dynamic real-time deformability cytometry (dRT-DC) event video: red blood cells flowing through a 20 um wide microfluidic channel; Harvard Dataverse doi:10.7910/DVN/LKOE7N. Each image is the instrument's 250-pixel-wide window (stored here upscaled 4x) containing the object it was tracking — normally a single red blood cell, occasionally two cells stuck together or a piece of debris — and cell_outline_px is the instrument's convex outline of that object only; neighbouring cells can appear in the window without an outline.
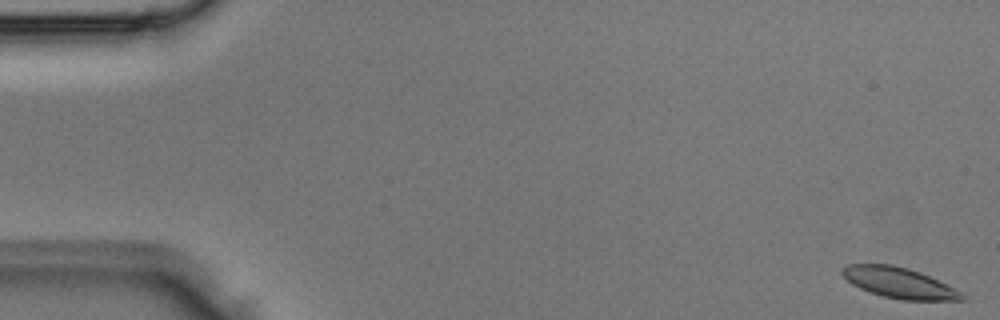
{"species": "Egyptian fruit bat (a non-hibernating species)", "species_latin": "Rousettus aegyptiacus", "temperature_condition": "room temperature", "stored_images_in_passage": 4, "camera_frame_rate_fps": 3000, "um_per_image_px": 0.085, "animal": {"sex": "male"}, "frame": {"image": 1, "passage_image": 1, "time_ms": 0.0, "image_size_px": [1000, 320], "cell_outline_px": [[968, 300], [900, 300], [884, 296], [860, 288], [852, 284], [840, 272], [840, 268], [844, 264], [892, 264], [908, 268], [920, 272], [960, 292]], "centroid_in_image_um": [76.36, 24.02], "position_along_channel_um": 8.6, "area_um2": 21.1}}
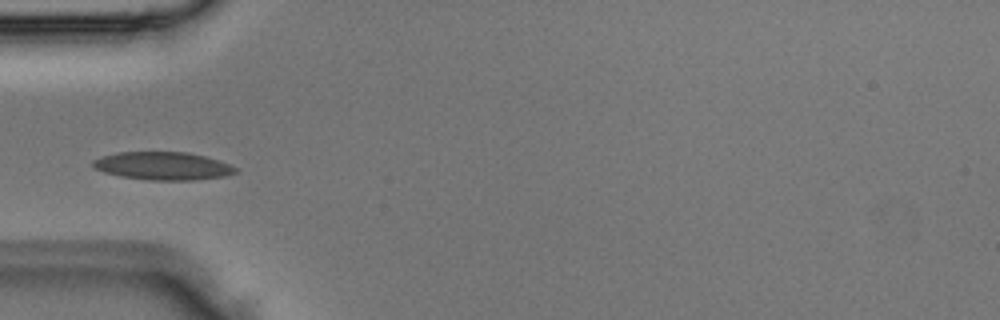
{"frame": {"image": 2, "passage_image": 4, "time_ms": 1.0, "image_size_px": [1000, 320], "cell_outline_px": [[236, 172], [224, 176], [196, 180], [148, 180], [120, 176], [104, 172], [92, 168], [92, 160], [100, 156], [116, 152], [188, 152], [220, 160], [236, 168]], "centroid_in_image_um": [13.79, 14.1], "position_along_channel_um": 71.2, "area_um2": 23.35}}